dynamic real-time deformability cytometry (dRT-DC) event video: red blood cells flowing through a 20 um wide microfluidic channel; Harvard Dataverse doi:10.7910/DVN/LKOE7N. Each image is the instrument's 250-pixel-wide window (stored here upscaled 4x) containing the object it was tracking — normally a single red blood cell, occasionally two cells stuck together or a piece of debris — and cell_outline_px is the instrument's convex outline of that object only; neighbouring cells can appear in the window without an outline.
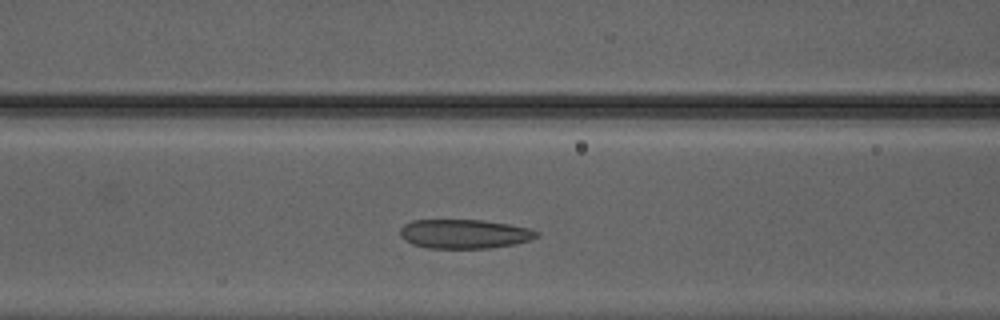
{"species": "Egyptian fruit bat (a non-hibernating species)", "species_latin": "Rousettus aegyptiacus", "temperature_condition": "warm", "stored_images_in_passage": 26, "camera_frame_rate_fps": 3000, "um_per_image_px": 0.085, "animal": {"sex": "male"}, "frame": {"image": 1, "passage_image": 6, "time_ms": 1.667, "image_size_px": [1000, 320], "cell_outline_px": [[540, 236], [532, 240], [512, 244], [488, 248], [428, 248], [412, 244], [404, 240], [400, 236], [400, 228], [404, 224], [412, 220], [484, 220], [508, 224], [528, 228], [540, 232]], "centroid_in_image_um": [39.47, 19.88], "position_along_channel_um": 127.1, "area_um2": 23.29}}
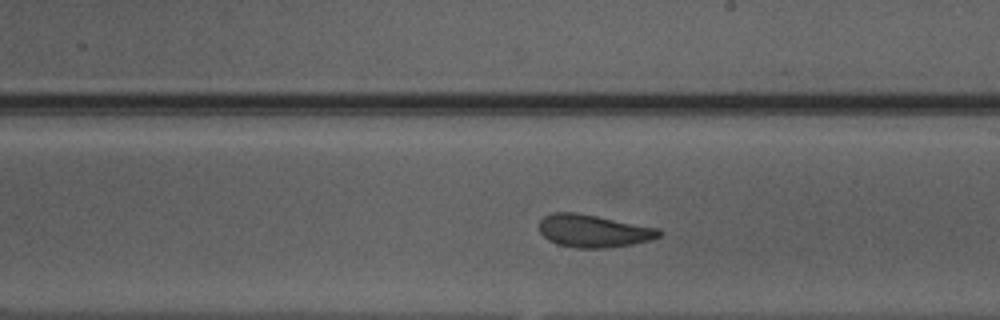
{"frame": {"image": 2, "passage_image": 14, "time_ms": 4.333, "image_size_px": [1000, 320], "cell_outline_px": [[664, 232], [660, 236], [652, 240], [632, 244], [604, 248], [576, 248], [560, 244], [548, 240], [540, 232], [540, 220], [544, 216], [552, 212], [576, 212], [656, 228]], "centroid_in_image_um": [50.44, 19.63], "position_along_channel_um": 238.6, "area_um2": 22.6}}
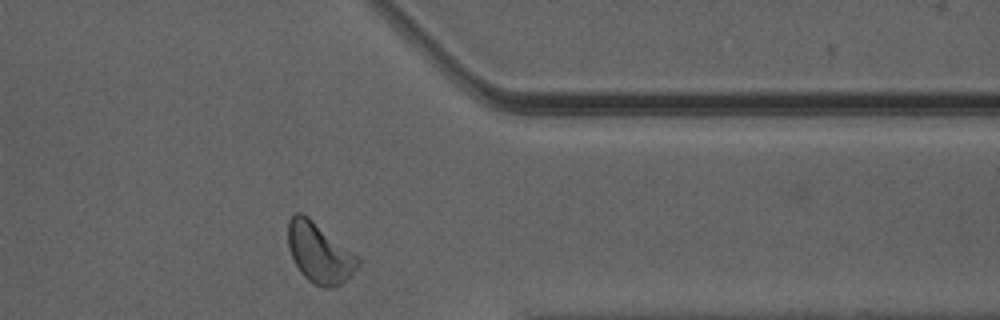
{"frame": {"image": 3, "passage_image": 25, "time_ms": 8.0, "image_size_px": [1000, 320], "cell_outline_px": [[360, 260], [352, 276], [340, 284], [332, 288], [320, 288], [312, 284], [300, 272], [292, 256], [288, 244], [288, 220], [296, 212], [300, 212], [308, 216], [352, 252]], "centroid_in_image_um": [27.13, 21.52], "position_along_channel_um": 384.3, "area_um2": 24.22}, "authors_computed_cell_mechanics": {"area_um2": 23.1778, "velocity_mm_per_s": 4.1791, "shape_relaxation_time_tau1_ms": 3.0991, "shape_relaxation_time_tau2_ms": 1.3367, "deformation_change_tau1": 0.113, "deformation_change_tau2": 0.075}}